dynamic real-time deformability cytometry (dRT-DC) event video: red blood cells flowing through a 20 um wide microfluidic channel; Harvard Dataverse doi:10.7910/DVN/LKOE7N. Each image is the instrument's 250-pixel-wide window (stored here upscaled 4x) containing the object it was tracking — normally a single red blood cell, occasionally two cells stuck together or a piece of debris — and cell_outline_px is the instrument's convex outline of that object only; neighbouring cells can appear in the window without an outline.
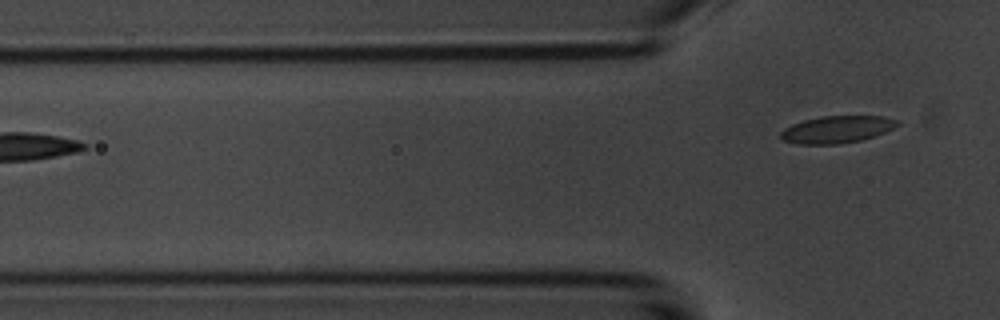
{"species": "common noctule bat (a hibernating species)", "species_latin": "Nyctalus noctula", "temperature_condition": "room temperature", "stored_images_in_passage": 2, "camera_frame_rate_fps": 3000, "um_per_image_px": 0.085, "animal": {"sex": "male", "body_mass_g": 20.1, "forearm_length_mm": 53.5}, "frame": {"image": 1, "passage_image": 2, "time_ms": 1.333, "image_size_px": [1000, 320], "cell_outline_px": [[900, 124], [884, 132], [860, 140], [836, 144], [800, 144], [784, 140], [780, 136], [780, 132], [784, 128], [792, 124], [804, 120], [824, 116], [880, 116], [900, 120]], "centroid_in_image_um": [71.13, 10.99], "position_along_channel_um": 54.7, "area_um2": 18.21}}